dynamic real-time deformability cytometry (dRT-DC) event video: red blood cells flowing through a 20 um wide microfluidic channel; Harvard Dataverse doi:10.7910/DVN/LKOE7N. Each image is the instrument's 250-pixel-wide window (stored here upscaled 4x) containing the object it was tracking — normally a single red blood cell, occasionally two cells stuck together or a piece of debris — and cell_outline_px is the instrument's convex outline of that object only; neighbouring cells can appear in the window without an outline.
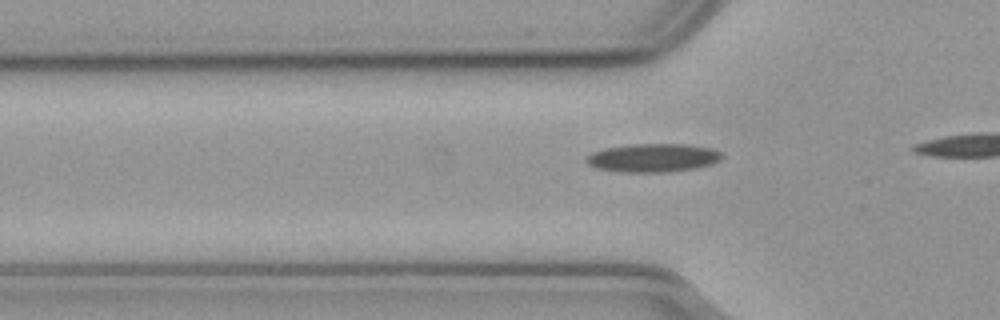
{"species": "common noctule bat (a hibernating species)", "species_latin": "Nyctalus noctula", "temperature_condition": "cold", "stored_images_in_passage": 8, "camera_frame_rate_fps": 3000, "um_per_image_px": 0.085, "animal": {"sex": "male", "body_mass_g": 23.1, "forearm_length_mm": 52.7}, "frame": {"image": 1, "passage_image": 2, "time_ms": 0.333, "image_size_px": [1000, 320], "cell_outline_px": [[724, 156], [720, 160], [712, 164], [696, 168], [664, 172], [620, 172], [596, 168], [588, 164], [584, 160], [584, 156], [592, 152], [604, 148], [628, 144], [688, 144], [712, 148], [720, 152]], "centroid_in_image_um": [55.47, 13.41], "position_along_channel_um": 70.3, "area_um2": 22.77}}
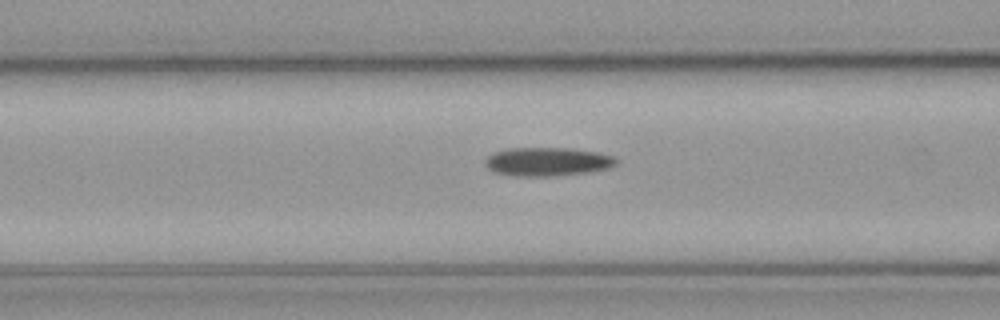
{"frame": {"image": 2, "passage_image": 6, "time_ms": 1.667, "image_size_px": [1000, 320], "cell_outline_px": [[616, 164], [608, 168], [588, 172], [544, 176], [524, 176], [496, 172], [488, 168], [484, 164], [484, 160], [492, 152], [508, 148], [568, 148], [596, 152], [612, 156], [616, 160]], "centroid_in_image_um": [46.49, 13.72], "position_along_channel_um": 120.1, "area_um2": 21.5}}